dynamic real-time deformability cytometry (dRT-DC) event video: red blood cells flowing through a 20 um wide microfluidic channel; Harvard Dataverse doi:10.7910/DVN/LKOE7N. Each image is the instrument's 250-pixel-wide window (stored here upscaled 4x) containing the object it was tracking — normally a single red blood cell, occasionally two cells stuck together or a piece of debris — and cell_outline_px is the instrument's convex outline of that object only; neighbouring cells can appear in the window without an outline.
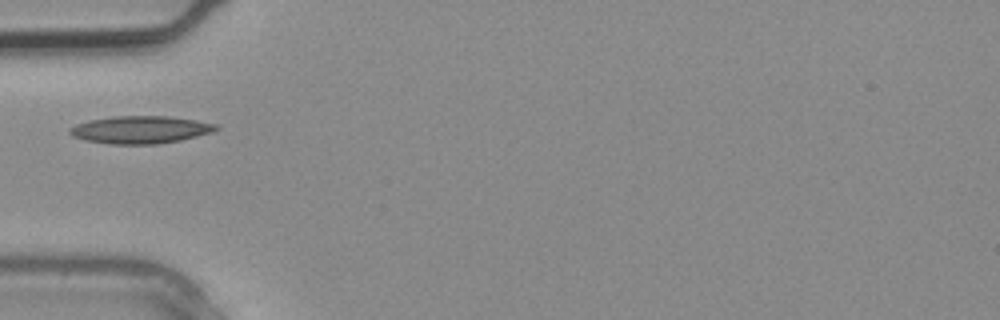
{"species": "common noctule bat (a hibernating species)", "species_latin": "Nyctalus noctula", "temperature_condition": "warm", "stored_images_in_passage": 1, "camera_frame_rate_fps": 3000, "um_per_image_px": 0.085, "animal": {"sex": "male", "body_mass_g": 20.4}, "frame": {"image": 1, "passage_image": 1, "time_ms": 0.0, "image_size_px": [1000, 320], "cell_outline_px": [[220, 128], [212, 132], [180, 140], [156, 144], [108, 144], [84, 140], [72, 136], [68, 132], [68, 128], [76, 124], [92, 120], [116, 116], [168, 116], [196, 120], [220, 124]], "centroid_in_image_um": [11.95, 11.02], "position_along_channel_um": 73.1, "area_um2": 23.52}}